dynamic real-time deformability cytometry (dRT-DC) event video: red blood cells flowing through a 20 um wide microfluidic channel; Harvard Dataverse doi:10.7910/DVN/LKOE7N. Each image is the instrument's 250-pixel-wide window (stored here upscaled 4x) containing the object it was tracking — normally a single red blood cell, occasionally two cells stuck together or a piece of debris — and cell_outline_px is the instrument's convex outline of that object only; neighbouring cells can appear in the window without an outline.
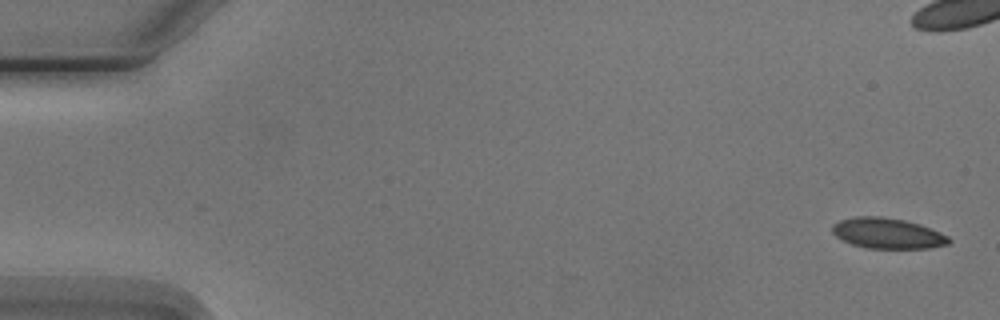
{"species": "Egyptian fruit bat (a non-hibernating species)", "species_latin": "Rousettus aegyptiacus", "temperature_condition": "cold", "stored_images_in_passage": 15, "camera_frame_rate_fps": 3000, "um_per_image_px": 0.085, "animal": {"sex": "male"}, "frame": {"image": 1, "passage_image": 1, "time_ms": 0.0, "image_size_px": [1000, 320], "cell_outline_px": [[952, 240], [948, 244], [928, 248], [868, 248], [852, 244], [836, 236], [832, 232], [832, 224], [840, 220], [856, 216], [880, 216], [904, 220], [920, 224], [940, 232], [948, 236]], "centroid_in_image_um": [75.44, 19.82], "position_along_channel_um": 9.6, "area_um2": 20.69}}
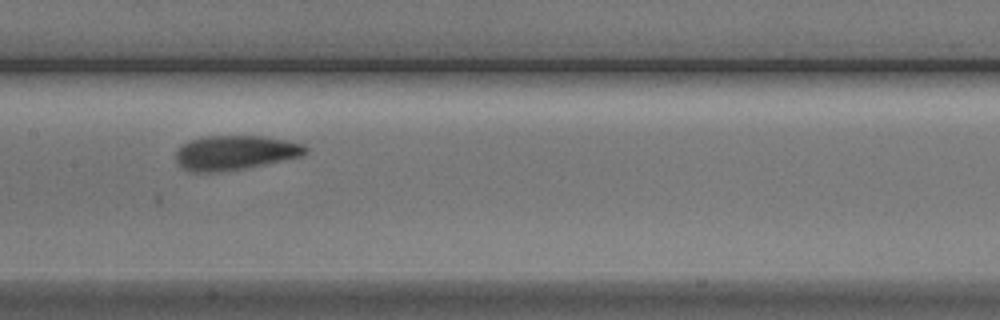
{"frame": {"image": 2, "passage_image": 9, "time_ms": 10.0, "image_size_px": [1000, 320], "cell_outline_px": [[308, 152], [304, 156], [244, 168], [212, 172], [208, 172], [184, 168], [176, 160], [176, 152], [180, 144], [200, 136], [264, 136], [304, 144], [308, 148]], "centroid_in_image_um": [20.02, 12.95], "position_along_channel_um": 187.4, "area_um2": 25.84}}
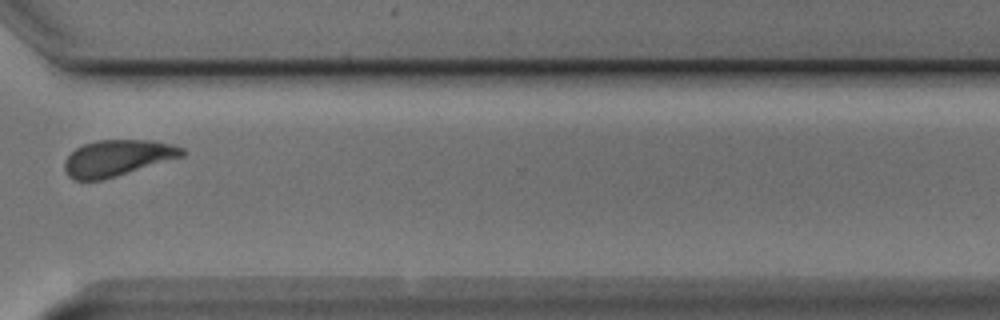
{"frame": {"image": 3, "passage_image": 13, "time_ms": 14.667, "image_size_px": [1000, 320], "cell_outline_px": [[188, 152], [184, 156], [100, 180], [76, 180], [68, 176], [64, 168], [64, 160], [76, 148], [84, 144], [96, 140], [152, 140], [172, 144], [184, 148]], "centroid_in_image_um": [9.99, 13.41], "position_along_channel_um": 360.6, "area_um2": 24.62}, "authors_computed_cell_mechanics": {"area_um2": 24.6228, "velocity_mm_per_s": 3.7111, "shape_relaxation_time_tau1_ms": 3.1524, "shape_relaxation_time_tau2_ms": 2.4939, "deformation_change_tau1": 0.0983, "deformation_change_tau2": 0.069}}